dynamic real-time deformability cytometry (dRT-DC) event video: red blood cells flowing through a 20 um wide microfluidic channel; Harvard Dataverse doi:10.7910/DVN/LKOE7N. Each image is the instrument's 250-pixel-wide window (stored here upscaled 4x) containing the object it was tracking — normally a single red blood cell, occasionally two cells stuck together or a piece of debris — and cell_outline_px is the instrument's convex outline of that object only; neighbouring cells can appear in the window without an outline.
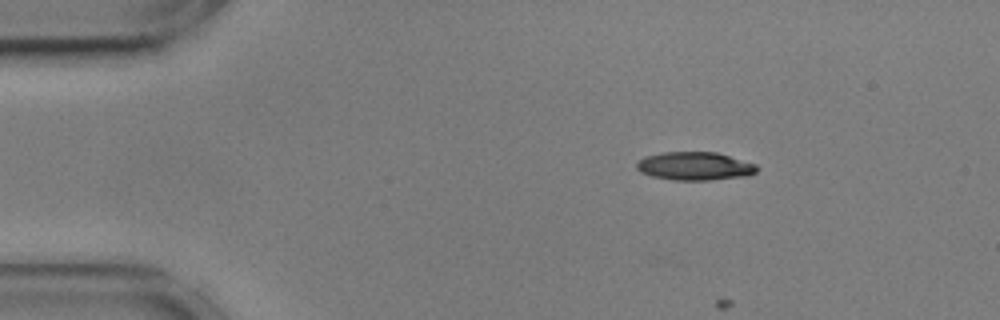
{"species": "common noctule bat (a hibernating species)", "species_latin": "Nyctalus noctula", "temperature_condition": "cold", "stored_images_in_passage": 2, "camera_frame_rate_fps": 3000, "um_per_image_px": 0.085, "animal": {"sex": "male", "body_mass_g": 17.9, "forearm_length_mm": 54.2}, "frame": {"image": 1, "passage_image": 1, "time_ms": 0.0, "image_size_px": [1000, 320], "cell_outline_px": [[760, 168], [756, 172], [748, 176], [712, 180], [676, 180], [652, 176], [640, 172], [636, 168], [636, 164], [644, 156], [660, 152], [716, 152], [756, 164]], "centroid_in_image_um": [59.07, 14.12], "position_along_channel_um": 25.9, "area_um2": 19.94}}